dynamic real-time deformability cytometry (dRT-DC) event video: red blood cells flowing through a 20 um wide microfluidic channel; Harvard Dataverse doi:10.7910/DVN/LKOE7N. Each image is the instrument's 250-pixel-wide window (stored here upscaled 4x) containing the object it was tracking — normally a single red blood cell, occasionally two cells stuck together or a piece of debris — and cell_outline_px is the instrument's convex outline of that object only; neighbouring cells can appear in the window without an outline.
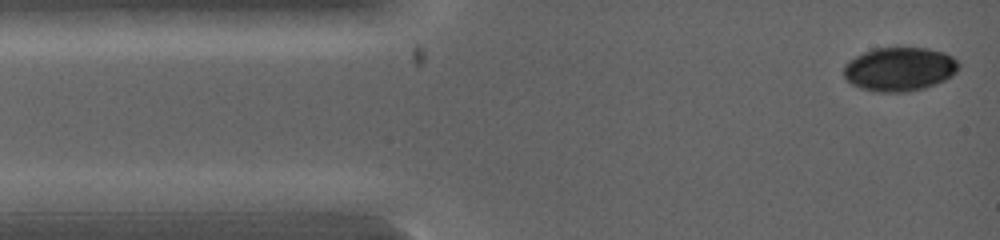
{"species": "common noctule bat (a hibernating species)", "species_latin": "Nyctalus noctula", "temperature_condition": "warm", "stored_images_in_passage": 2, "camera_frame_rate_fps": 5000, "um_per_image_px": 0.085, "animal": {"sex": "female", "body_mass_g": 19.0, "forearm_length_mm": 53.3}, "frame": {"image": 1, "passage_image": 1, "time_ms": 0.0, "image_size_px": [1000, 240], "cell_outline_px": [[960, 68], [952, 76], [936, 84], [924, 88], [904, 92], [880, 92], [860, 88], [852, 84], [844, 76], [844, 64], [848, 60], [864, 52], [876, 48], [928, 48], [944, 52], [952, 56], [960, 64]], "centroid_in_image_um": [76.48, 5.87], "position_along_channel_um": 8.5, "area_um2": 29.42}}